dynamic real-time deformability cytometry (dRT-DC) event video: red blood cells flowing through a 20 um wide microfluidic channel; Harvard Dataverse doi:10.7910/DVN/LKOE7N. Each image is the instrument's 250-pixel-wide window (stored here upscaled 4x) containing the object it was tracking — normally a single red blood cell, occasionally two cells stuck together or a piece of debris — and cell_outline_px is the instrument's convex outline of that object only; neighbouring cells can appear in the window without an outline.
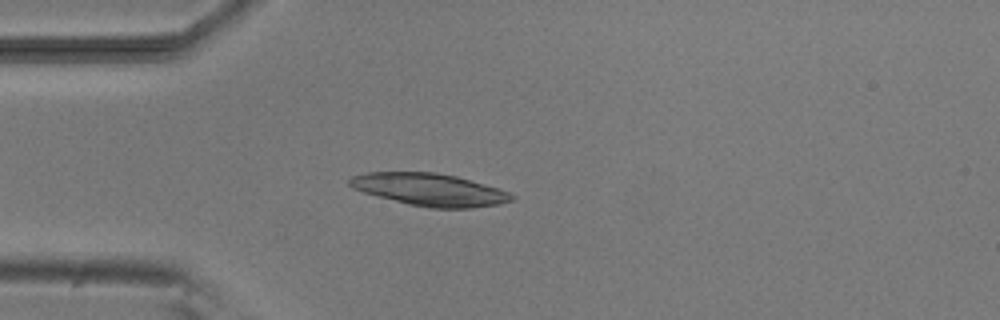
{"species": "common noctule bat (a hibernating species)", "species_latin": "Nyctalus noctula", "temperature_condition": "room temperature", "stored_images_in_passage": 52, "camera_frame_rate_fps": 3000, "um_per_image_px": 0.085, "animal": {"sex": "male", "body_mass_g": 20.5, "forearm_length_mm": 52.5}, "frame": {"image": 1, "passage_image": 13, "time_ms": 4.0, "image_size_px": [1000, 320], "cell_outline_px": [[516, 196], [512, 200], [500, 204], [472, 208], [432, 208], [408, 204], [364, 192], [352, 188], [348, 184], [348, 180], [352, 176], [368, 172], [432, 172], [456, 176], [500, 188]], "centroid_in_image_um": [36.54, 16.12], "position_along_channel_um": 48.5, "area_um2": 30.52}}
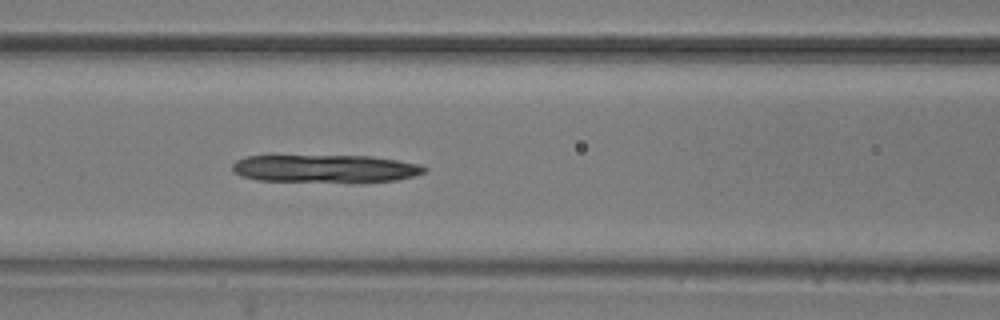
{"frame": {"image": 2, "passage_image": 21, "time_ms": 6.667, "image_size_px": [1000, 320], "cell_outline_px": [[428, 168], [424, 172], [412, 176], [396, 180], [352, 184], [260, 180], [240, 176], [232, 172], [232, 164], [236, 160], [248, 156], [372, 156], [420, 164]], "centroid_in_image_um": [27.66, 14.36], "position_along_channel_um": 138.9, "area_um2": 31.96}}
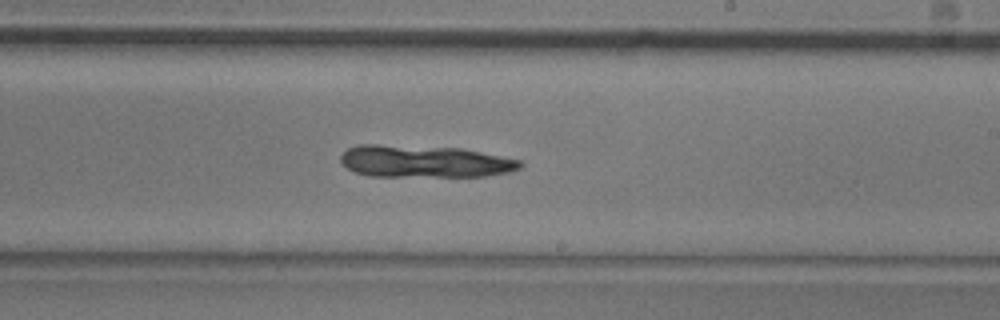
{"frame": {"image": 3, "passage_image": 30, "time_ms": 9.667, "image_size_px": [1000, 320], "cell_outline_px": [[524, 164], [520, 168], [508, 172], [484, 176], [368, 176], [356, 172], [348, 168], [340, 160], [340, 156], [348, 148], [356, 144], [376, 144], [460, 148], [520, 160]], "centroid_in_image_um": [36.05, 13.71], "position_along_channel_um": 253.0, "area_um2": 33.52}}